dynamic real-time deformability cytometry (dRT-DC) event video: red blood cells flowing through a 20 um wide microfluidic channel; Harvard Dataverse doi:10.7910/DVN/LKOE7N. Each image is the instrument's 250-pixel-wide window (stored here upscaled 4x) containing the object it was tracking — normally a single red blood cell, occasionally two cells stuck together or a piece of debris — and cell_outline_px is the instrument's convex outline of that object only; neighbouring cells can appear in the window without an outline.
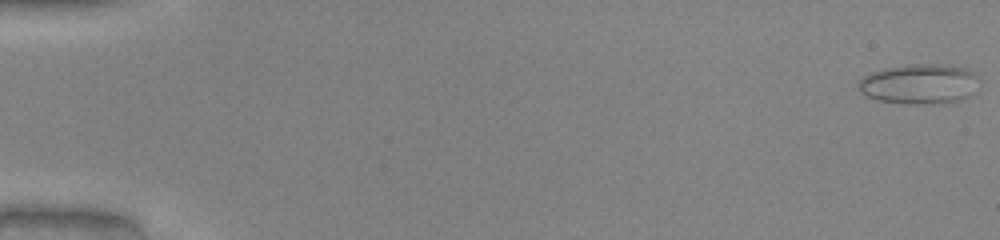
{"species": "common noctule bat (a hibernating species)", "species_latin": "Nyctalus noctula", "temperature_condition": "warm", "stored_images_in_passage": 51, "camera_frame_rate_fps": 3000, "um_per_image_px": 0.085, "animal": {"sex": "male", "body_mass_g": 20.0, "forearm_length_mm": 53.3}, "frame": {"image": 1, "passage_image": 1, "time_ms": 0.0, "image_size_px": [1000, 240], "cell_outline_px": [[980, 80], [976, 92], [960, 100], [944, 104], [916, 104], [876, 100], [860, 92], [860, 80], [864, 76], [872, 72], [884, 68], [916, 64], [932, 64], [968, 68]], "centroid_in_image_um": [78.21, 7.15], "position_along_channel_um": 6.8, "area_um2": 28.15}}
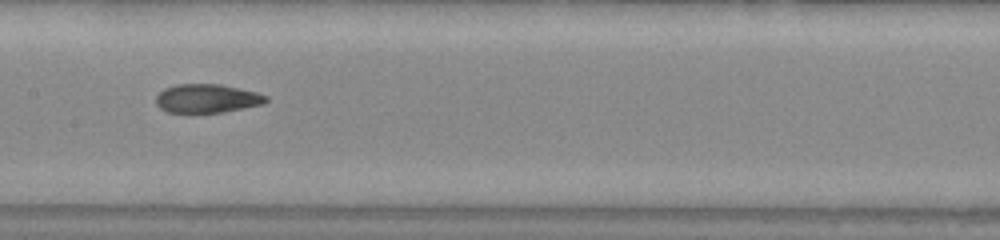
{"frame": {"image": 2, "passage_image": 27, "time_ms": 8.667, "image_size_px": [1000, 240], "cell_outline_px": [[268, 100], [264, 104], [220, 112], [168, 112], [160, 108], [156, 104], [156, 96], [164, 88], [180, 84], [220, 84], [256, 92], [268, 96]], "centroid_in_image_um": [17.6, 8.36], "position_along_channel_um": 189.8, "area_um2": 18.21}}
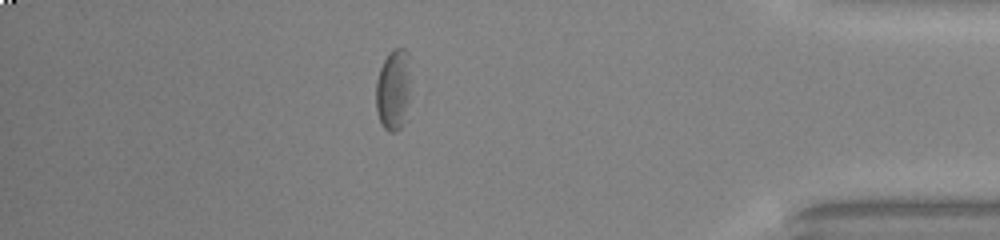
{"frame": {"image": 3, "passage_image": 45, "time_ms": 14.667, "image_size_px": [1000, 240], "cell_outline_px": [[408, 100], [404, 124], [396, 132], [388, 132], [384, 128], [380, 120], [376, 108], [376, 80], [380, 68], [388, 52], [392, 48], [404, 48], [408, 52]], "centroid_in_image_um": [33.4, 7.63], "position_along_channel_um": 401.8, "area_um2": 16.24}, "authors_computed_cell_mechanics": {"area_um2": 19.074, "velocity_mm_per_s": 4.0913, "shape_relaxation_time_tau1_ms": null, "shape_relaxation_time_tau2_ms": 3.976, "deformation_change_tau1": null, "deformation_change_tau2": 0.132}}